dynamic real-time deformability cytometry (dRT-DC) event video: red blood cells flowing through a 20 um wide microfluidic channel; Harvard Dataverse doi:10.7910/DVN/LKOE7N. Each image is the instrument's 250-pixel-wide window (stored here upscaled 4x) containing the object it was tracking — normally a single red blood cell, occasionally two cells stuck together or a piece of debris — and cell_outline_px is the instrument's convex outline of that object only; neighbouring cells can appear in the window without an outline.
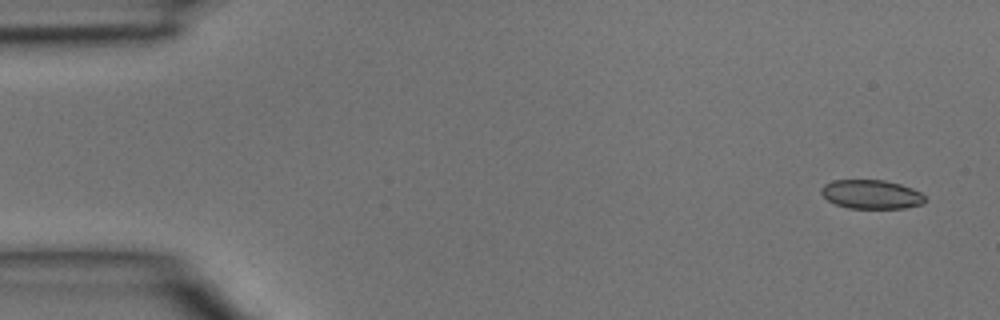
{"species": "common noctule bat (a hibernating species)", "species_latin": "Nyctalus noctula", "temperature_condition": "room temperature", "stored_images_in_passage": 4, "camera_frame_rate_fps": 3000, "um_per_image_px": 0.085, "animal": {"sex": "male", "body_mass_g": 15.6}, "frame": {"image": 1, "passage_image": 1, "time_ms": 0.0, "image_size_px": [1000, 320], "cell_outline_px": [[924, 204], [904, 208], [848, 208], [836, 204], [828, 200], [820, 192], [820, 188], [824, 184], [832, 180], [884, 180], [900, 184], [912, 188], [920, 192], [924, 196]], "centroid_in_image_um": [74.05, 16.51], "position_along_channel_um": 11.0, "area_um2": 17.51}}
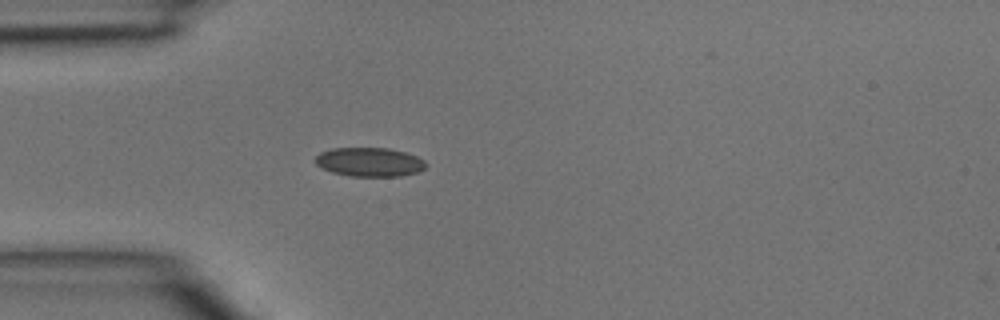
{"frame": {"image": 2, "passage_image": 4, "time_ms": 1.0, "image_size_px": [1000, 320], "cell_outline_px": [[428, 164], [420, 172], [400, 176], [348, 176], [332, 172], [320, 168], [312, 160], [320, 152], [332, 148], [388, 148], [404, 152], [416, 156], [424, 160]], "centroid_in_image_um": [31.38, 13.78], "position_along_channel_um": 53.6, "area_um2": 18.9}}